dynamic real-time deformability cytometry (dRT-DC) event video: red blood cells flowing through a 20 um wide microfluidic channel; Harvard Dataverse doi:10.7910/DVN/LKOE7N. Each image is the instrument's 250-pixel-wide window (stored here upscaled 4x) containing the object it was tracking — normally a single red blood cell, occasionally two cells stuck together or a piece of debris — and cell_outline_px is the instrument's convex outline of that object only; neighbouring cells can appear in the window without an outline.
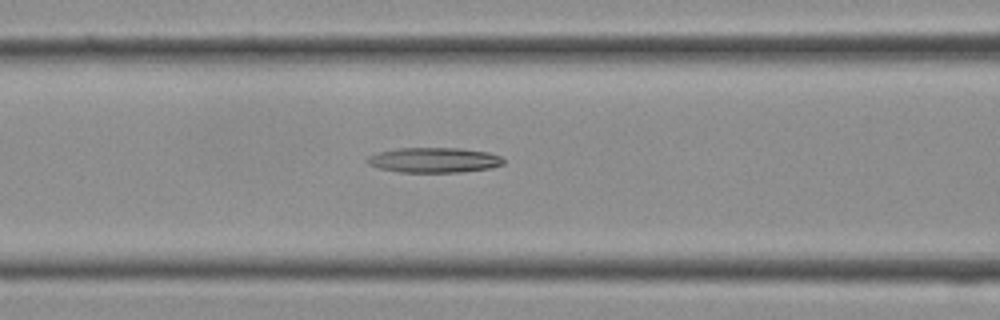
{"species": "Egyptian fruit bat (a non-hibernating species)", "species_latin": "Rousettus aegyptiacus", "temperature_condition": "cold", "stored_images_in_passage": 16, "camera_frame_rate_fps": 3000, "um_per_image_px": 0.085, "frame": {"image": 1, "passage_image": 12, "time_ms": 3.667, "image_size_px": [1000, 320], "cell_outline_px": [[504, 164], [492, 168], [460, 172], [400, 172], [380, 168], [368, 164], [364, 160], [368, 156], [376, 152], [396, 148], [460, 148], [488, 152], [500, 156], [504, 160]], "centroid_in_image_um": [36.87, 13.6], "position_along_channel_um": 129.7, "area_um2": 20.06}}
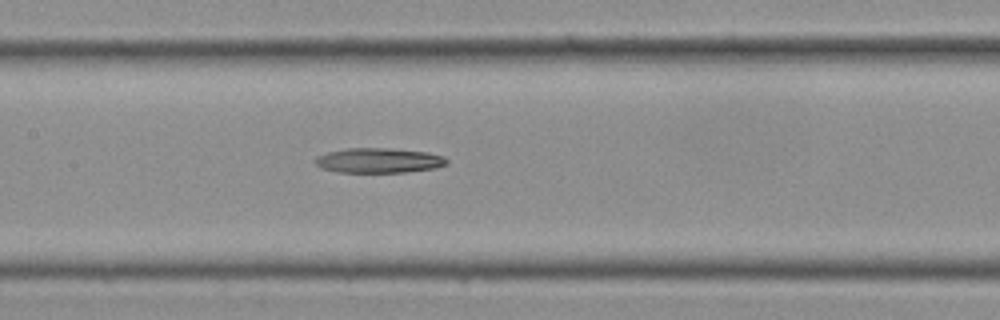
{"frame": {"image": 2, "passage_image": 14, "time_ms": 4.333, "image_size_px": [1000, 320], "cell_outline_px": [[448, 164], [436, 168], [404, 172], [336, 172], [320, 168], [312, 160], [316, 156], [328, 152], [348, 148], [388, 148], [428, 152], [444, 156], [448, 160]], "centroid_in_image_um": [32.18, 13.64], "position_along_channel_um": 175.2, "area_um2": 19.25}}
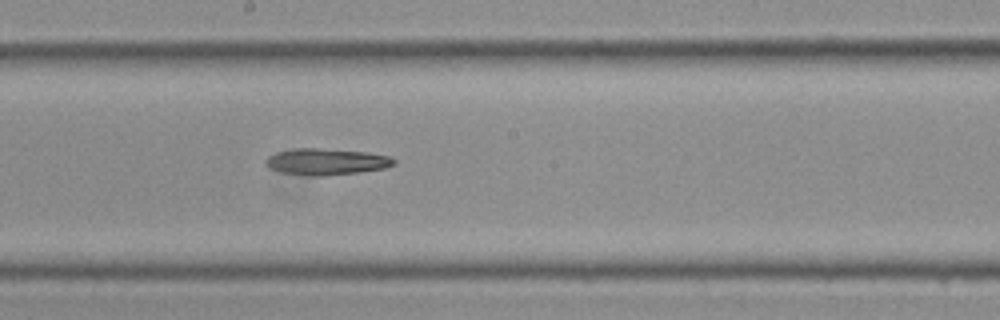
{"frame": {"image": 3, "passage_image": 16, "time_ms": 5.0, "image_size_px": [1000, 320], "cell_outline_px": [[396, 164], [384, 168], [360, 172], [316, 176], [280, 172], [268, 168], [264, 164], [264, 160], [268, 156], [276, 152], [296, 148], [320, 148], [364, 152], [392, 156], [396, 160]], "centroid_in_image_um": [27.71, 13.74], "position_along_channel_um": 220.5, "area_um2": 19.77}}